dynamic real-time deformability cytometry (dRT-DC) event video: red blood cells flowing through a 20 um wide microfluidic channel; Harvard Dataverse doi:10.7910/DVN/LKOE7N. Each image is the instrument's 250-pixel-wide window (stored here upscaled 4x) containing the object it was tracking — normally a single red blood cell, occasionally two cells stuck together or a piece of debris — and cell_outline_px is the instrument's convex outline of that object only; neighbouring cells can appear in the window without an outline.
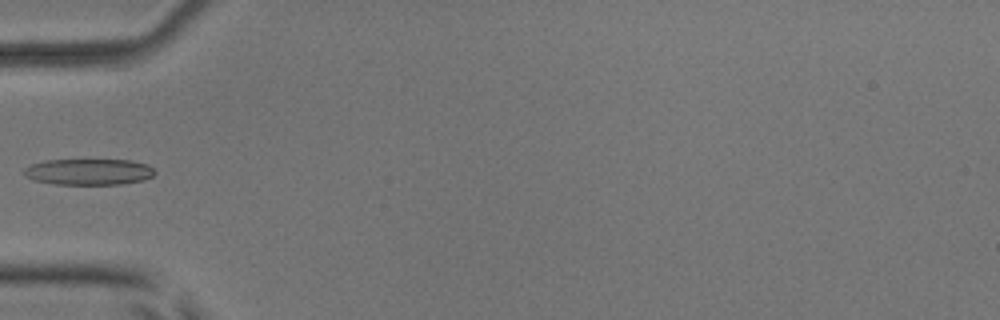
{"species": "common noctule bat (a hibernating species)", "species_latin": "Nyctalus noctula", "temperature_condition": "room temperature", "stored_images_in_passage": 5, "camera_frame_rate_fps": 3000, "um_per_image_px": 0.085, "animal": {"sex": "male", "body_mass_g": 17.9, "forearm_length_mm": 54.2}, "frame": {"image": 1, "passage_image": 5, "time_ms": 4.333, "image_size_px": [1000, 320], "cell_outline_px": [[156, 172], [152, 176], [144, 180], [120, 184], [56, 184], [36, 180], [24, 176], [24, 168], [32, 164], [44, 160], [132, 160], [148, 164]], "centroid_in_image_um": [7.57, 14.6], "position_along_channel_um": 77.4, "area_um2": 19.88}}